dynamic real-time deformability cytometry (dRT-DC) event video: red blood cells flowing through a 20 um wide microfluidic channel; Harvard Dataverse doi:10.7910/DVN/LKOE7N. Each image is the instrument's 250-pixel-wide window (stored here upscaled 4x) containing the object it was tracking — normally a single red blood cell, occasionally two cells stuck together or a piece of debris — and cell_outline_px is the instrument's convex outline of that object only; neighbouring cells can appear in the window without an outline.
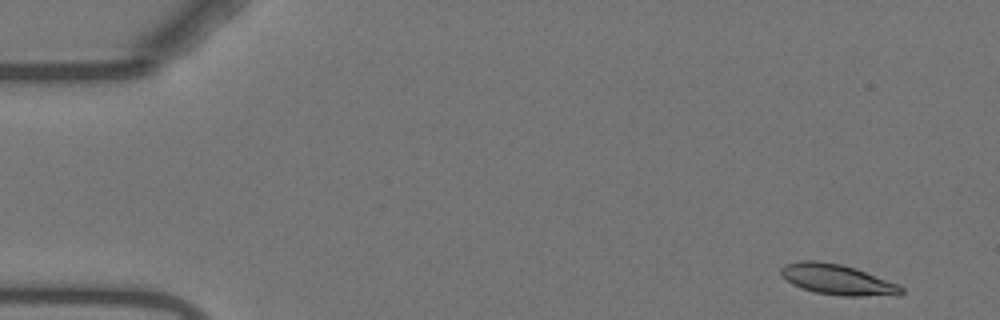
{"species": "Egyptian fruit bat (a non-hibernating species)", "species_latin": "Rousettus aegyptiacus", "temperature_condition": "warm", "stored_images_in_passage": 53, "camera_frame_rate_fps": 3000, "um_per_image_px": 0.085, "animal": {"sex": "female"}, "frame": {"image": 1, "passage_image": 2, "time_ms": 0.333, "image_size_px": [1000, 320], "cell_outline_px": [[904, 292], [900, 296], [840, 296], [816, 292], [792, 284], [780, 276], [780, 268], [784, 264], [800, 260], [816, 260], [840, 264], [856, 268], [896, 284], [904, 288]], "centroid_in_image_um": [71.17, 23.76], "position_along_channel_um": 13.8, "area_um2": 21.5}}
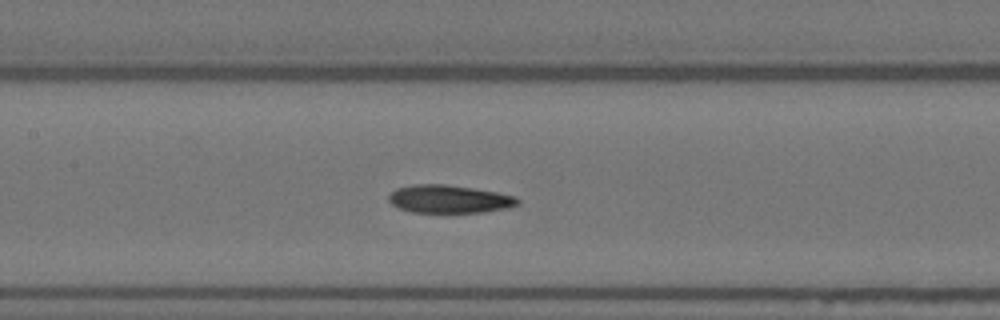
{"frame": {"image": 2, "passage_image": 24, "time_ms": 7.667, "image_size_px": [1000, 320], "cell_outline_px": [[520, 204], [508, 208], [484, 212], [412, 212], [400, 208], [392, 204], [388, 200], [388, 196], [396, 188], [412, 184], [444, 184], [472, 188], [496, 192], [516, 196], [520, 200]], "centroid_in_image_um": [38.2, 16.91], "position_along_channel_um": 169.2, "area_um2": 21.04}}
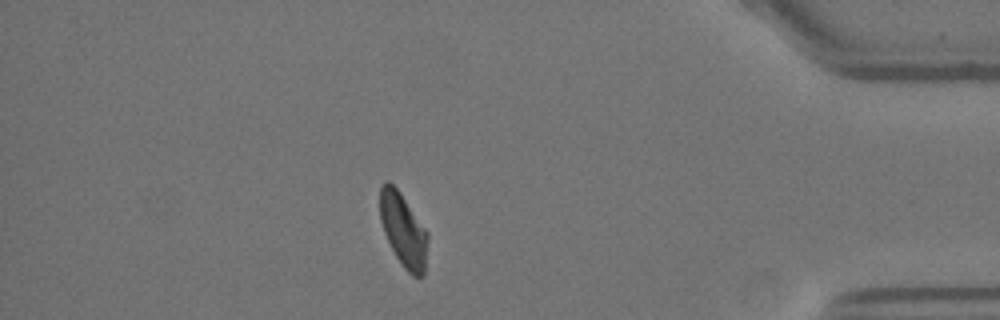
{"frame": {"image": 3, "passage_image": 46, "time_ms": 15.0, "image_size_px": [1000, 320], "cell_outline_px": [[428, 240], [424, 276], [412, 276], [404, 268], [396, 256], [384, 232], [380, 220], [380, 184], [388, 180], [400, 192], [428, 232]], "centroid_in_image_um": [34.29, 19.55], "position_along_channel_um": 400.9, "area_um2": 20.4}, "authors_computed_cell_mechanics": {"area_um2": 21.2126, "velocity_mm_per_s": 3.7208, "shape_relaxation_time_tau1_ms": 6.9546, "shape_relaxation_time_tau2_ms": 2.183, "deformation_change_tau1": 0.2257, "deformation_change_tau2": 0.084}}